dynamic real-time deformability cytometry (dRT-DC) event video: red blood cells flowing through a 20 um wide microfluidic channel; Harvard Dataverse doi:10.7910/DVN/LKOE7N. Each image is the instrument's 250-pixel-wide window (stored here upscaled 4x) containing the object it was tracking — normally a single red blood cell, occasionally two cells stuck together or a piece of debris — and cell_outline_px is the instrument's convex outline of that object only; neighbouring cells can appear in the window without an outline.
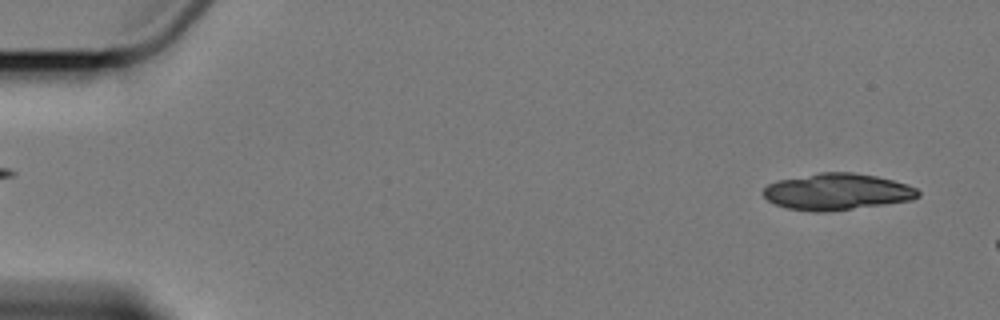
{"species": "Egyptian fruit bat (a non-hibernating species)", "species_latin": "Rousettus aegyptiacus", "temperature_condition": "cold", "stored_images_in_passage": 3, "segment_of_instrument_passage": [2, 2], "camera_frame_rate_fps": 3000, "um_per_image_px": 0.085, "animal": {"sex": "female"}, "frame": {"image": 1, "passage_image": 3, "time_ms": 2.667, "image_size_px": [1000, 320], "cell_outline_px": [[920, 196], [912, 200], [828, 212], [812, 212], [788, 208], [776, 204], [768, 200], [760, 192], [768, 184], [776, 180], [820, 172], [852, 172], [876, 176], [908, 184], [916, 188], [920, 192]], "centroid_in_image_um": [71.14, 16.29], "position_along_channel_um": 13.9, "area_um2": 33.12}}